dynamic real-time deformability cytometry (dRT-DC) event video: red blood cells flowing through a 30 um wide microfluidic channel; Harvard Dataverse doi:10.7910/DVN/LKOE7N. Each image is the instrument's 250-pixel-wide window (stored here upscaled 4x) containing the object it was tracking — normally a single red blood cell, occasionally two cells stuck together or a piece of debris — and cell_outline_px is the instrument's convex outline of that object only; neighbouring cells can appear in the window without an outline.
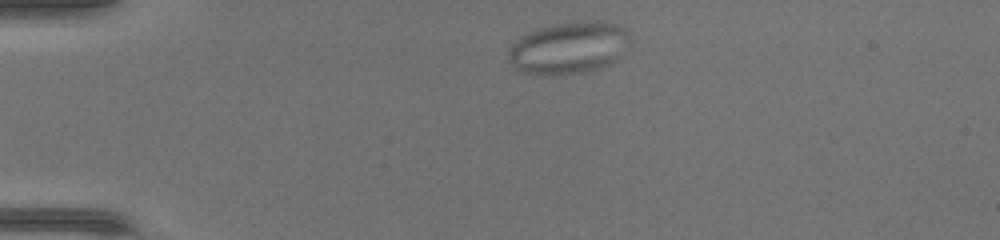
{"species": "common noctule bat (a hibernating species)", "species_latin": "Nyctalus noctula", "temperature_condition": "warm", "stored_images_in_passage": 40, "camera_frame_rate_fps": 3000, "um_per_image_px": 0.085, "animal": {"sex": "female", "body_mass_g": 17.0, "forearm_length_mm": 48.0}, "frame": {"image": 1, "passage_image": 1, "time_ms": 0.0, "image_size_px": [1000, 240], "cell_outline_px": [[628, 32], [612, 60], [608, 64], [596, 68], [580, 72], [544, 76], [540, 76], [524, 72], [512, 64], [508, 56], [512, 48], [524, 36], [540, 28], [556, 24], [584, 20], [588, 20], [616, 24], [624, 28]], "centroid_in_image_um": [48.26, 4.07], "position_along_channel_um": 36.7, "area_um2": 34.85}}
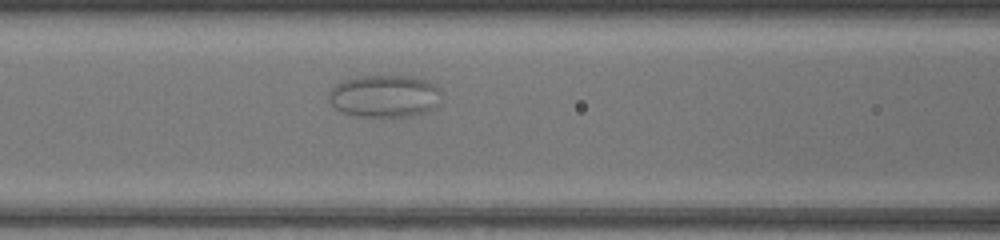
{"frame": {"image": 2, "passage_image": 12, "time_ms": 3.667, "image_size_px": [1000, 240], "cell_outline_px": [[436, 88], [428, 108], [424, 112], [408, 116], [356, 116], [344, 112], [336, 108], [328, 100], [328, 96], [332, 88], [336, 84], [344, 80], [356, 76], [412, 76], [424, 80], [432, 84]], "centroid_in_image_um": [32.49, 8.15], "position_along_channel_um": 134.1, "area_um2": 26.47}}
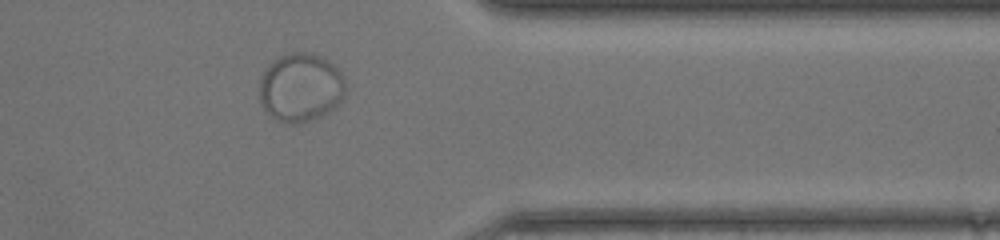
{"frame": {"image": 3, "passage_image": 31, "time_ms": 10.0, "image_size_px": [1000, 240], "cell_outline_px": [[344, 96], [328, 112], [320, 116], [296, 124], [288, 124], [272, 116], [264, 108], [260, 100], [260, 80], [264, 72], [272, 60], [284, 52], [304, 52], [320, 56], [328, 60], [344, 76]], "centroid_in_image_um": [25.54, 7.41], "position_along_channel_um": 385.9, "area_um2": 34.1}}